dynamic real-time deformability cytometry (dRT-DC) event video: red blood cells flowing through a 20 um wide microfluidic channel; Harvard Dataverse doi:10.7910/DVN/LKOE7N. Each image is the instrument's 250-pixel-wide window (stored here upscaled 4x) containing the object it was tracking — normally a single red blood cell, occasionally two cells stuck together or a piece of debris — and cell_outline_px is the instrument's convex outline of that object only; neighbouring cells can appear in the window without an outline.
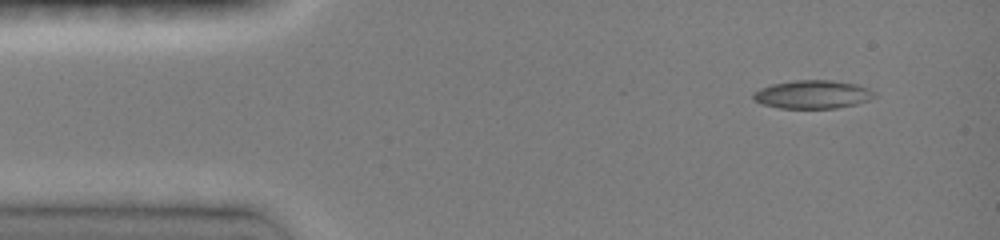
{"species": "common noctule bat (a hibernating species)", "species_latin": "Nyctalus noctula", "temperature_condition": "room temperature", "stored_images_in_passage": 5, "camera_frame_rate_fps": 3000, "um_per_image_px": 0.085, "animal": {"sex": "female", "body_mass_g": 19.0, "forearm_length_mm": 51.5}, "frame": {"image": 1, "passage_image": 1, "time_ms": 0.0, "image_size_px": [1000, 240], "cell_outline_px": [[876, 96], [868, 100], [856, 104], [836, 108], [780, 108], [764, 104], [752, 100], [752, 92], [760, 88], [772, 84], [796, 80], [832, 80], [856, 84], [868, 88], [876, 92]], "centroid_in_image_um": [69.07, 8.02], "position_along_channel_um": 15.9, "area_um2": 20.06}}
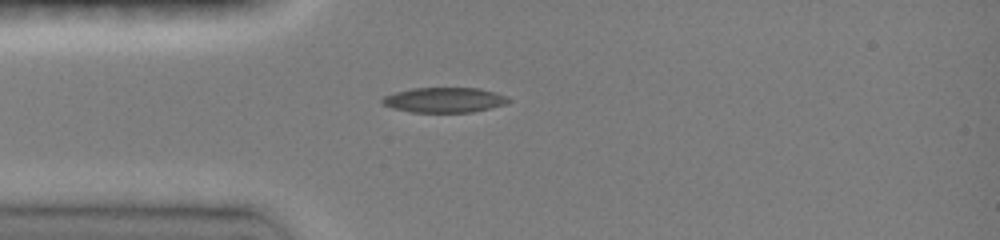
{"frame": {"image": 2, "passage_image": 4, "time_ms": 2.667, "image_size_px": [1000, 240], "cell_outline_px": [[512, 100], [508, 104], [472, 112], [412, 112], [392, 108], [384, 104], [380, 100], [384, 96], [396, 92], [412, 88], [480, 88], [496, 92], [508, 96]], "centroid_in_image_um": [37.83, 8.49], "position_along_channel_um": 47.2, "area_um2": 18.55}}